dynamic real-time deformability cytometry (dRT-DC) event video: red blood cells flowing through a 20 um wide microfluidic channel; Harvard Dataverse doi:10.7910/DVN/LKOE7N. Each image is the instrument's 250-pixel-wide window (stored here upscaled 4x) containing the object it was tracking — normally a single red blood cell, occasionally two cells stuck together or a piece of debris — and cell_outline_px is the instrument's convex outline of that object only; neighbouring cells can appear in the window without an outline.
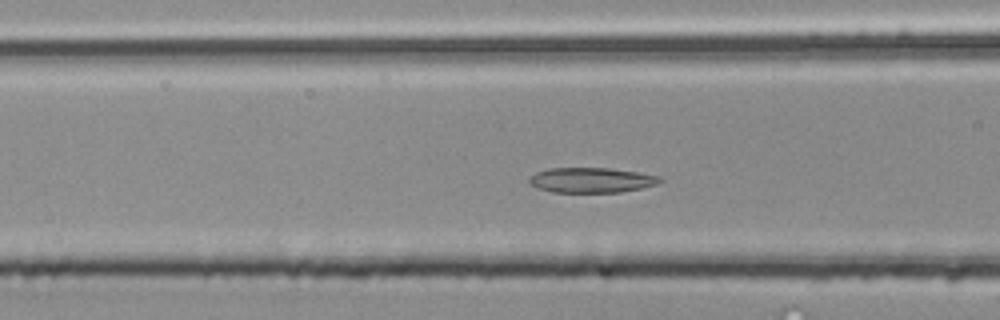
{"species": "common noctule bat (a hibernating species)", "species_latin": "Nyctalus noctula", "temperature_condition": "room temperature", "stored_images_in_passage": 47, "camera_frame_rate_fps": 3000, "um_per_image_px": 0.085, "animal": {"sex": "male", "body_mass_g": 20.4}, "frame": {"image": 1, "passage_image": 15, "time_ms": 4.667, "image_size_px": [1000, 320], "cell_outline_px": [[664, 180], [656, 184], [640, 188], [620, 192], [552, 192], [528, 184], [528, 180], [536, 172], [548, 168], [608, 168], [636, 172], [660, 176]], "centroid_in_image_um": [50.25, 15.31], "position_along_channel_um": 116.3, "area_um2": 18.96}}
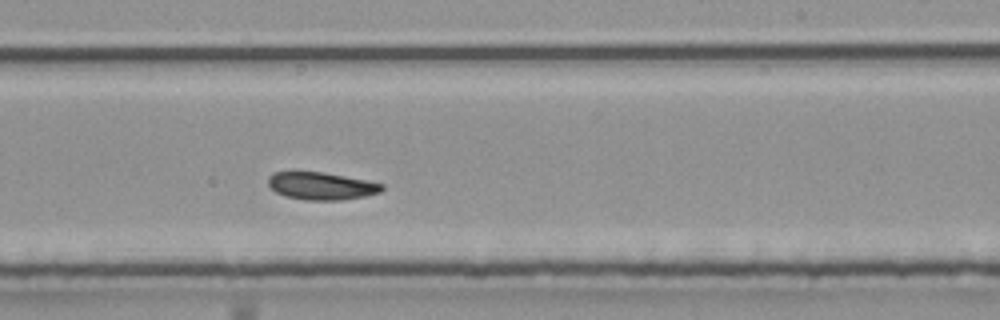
{"frame": {"image": 2, "passage_image": 26, "time_ms": 8.333, "image_size_px": [1000, 320], "cell_outline_px": [[384, 188], [380, 192], [364, 196], [340, 200], [304, 200], [284, 196], [276, 192], [268, 184], [268, 176], [272, 172], [320, 172], [344, 176], [384, 184]], "centroid_in_image_um": [27.28, 15.81], "position_along_channel_um": 261.7, "area_um2": 18.09}}
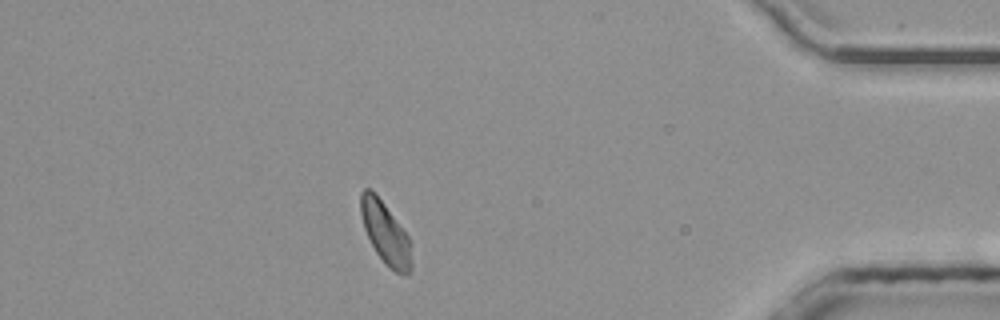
{"frame": {"image": 3, "passage_image": 40, "time_ms": 13.0, "image_size_px": [1000, 320], "cell_outline_px": [[412, 268], [408, 276], [400, 276], [388, 268], [384, 264], [376, 252], [364, 228], [360, 212], [360, 192], [364, 188], [372, 188], [408, 236], [412, 244]], "centroid_in_image_um": [32.79, 19.87], "position_along_channel_um": 402.4, "area_um2": 18.73}, "authors_computed_cell_mechanics": {"area_um2": 18.7272, "velocity_mm_per_s": 3.9695, "shape_relaxation_time_tau1_ms": 2.5023, "shape_relaxation_time_tau2_ms": 5.7605, "deformation_change_tau1": 0.0861, "deformation_change_tau2": 0.123}}